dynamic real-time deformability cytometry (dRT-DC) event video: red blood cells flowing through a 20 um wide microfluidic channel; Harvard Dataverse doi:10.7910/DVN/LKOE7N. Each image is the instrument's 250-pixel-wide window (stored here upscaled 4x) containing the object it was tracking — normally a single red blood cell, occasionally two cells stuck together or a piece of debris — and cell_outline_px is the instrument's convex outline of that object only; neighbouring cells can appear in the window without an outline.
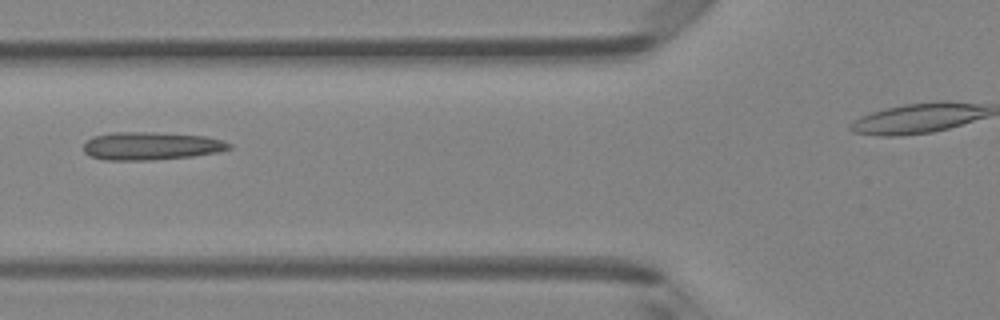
{"species": "Egyptian fruit bat (a non-hibernating species)", "species_latin": "Rousettus aegyptiacus", "temperature_condition": "room temperature", "stored_images_in_passage": 8, "camera_frame_rate_fps": 3000, "um_per_image_px": 0.085, "animal": {"sex": "female"}, "frame": {"image": 1, "passage_image": 5, "time_ms": 1.333, "image_size_px": [1000, 320], "cell_outline_px": [[232, 148], [216, 152], [192, 156], [152, 160], [104, 160], [88, 156], [84, 152], [84, 144], [92, 136], [112, 132], [152, 132], [204, 136], [220, 140], [232, 144]], "centroid_in_image_um": [12.79, 12.41], "position_along_channel_um": 113.0, "area_um2": 23.7}}